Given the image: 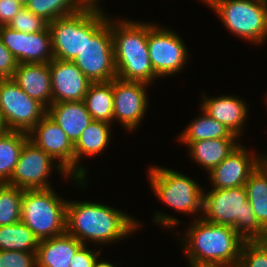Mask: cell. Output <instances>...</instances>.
<instances>
[{
	"label": "cell",
	"instance_id": "1",
	"mask_svg": "<svg viewBox=\"0 0 267 267\" xmlns=\"http://www.w3.org/2000/svg\"><path fill=\"white\" fill-rule=\"evenodd\" d=\"M138 222L131 214L103 203L67 199L66 233L83 245L88 246L87 241L102 246L124 240L139 229Z\"/></svg>",
	"mask_w": 267,
	"mask_h": 267
},
{
	"label": "cell",
	"instance_id": "2",
	"mask_svg": "<svg viewBox=\"0 0 267 267\" xmlns=\"http://www.w3.org/2000/svg\"><path fill=\"white\" fill-rule=\"evenodd\" d=\"M181 238L189 267H237L245 240L230 226L194 218Z\"/></svg>",
	"mask_w": 267,
	"mask_h": 267
},
{
	"label": "cell",
	"instance_id": "3",
	"mask_svg": "<svg viewBox=\"0 0 267 267\" xmlns=\"http://www.w3.org/2000/svg\"><path fill=\"white\" fill-rule=\"evenodd\" d=\"M120 19L111 18L117 78L154 84L158 77L148 52V23L131 21L128 18Z\"/></svg>",
	"mask_w": 267,
	"mask_h": 267
},
{
	"label": "cell",
	"instance_id": "4",
	"mask_svg": "<svg viewBox=\"0 0 267 267\" xmlns=\"http://www.w3.org/2000/svg\"><path fill=\"white\" fill-rule=\"evenodd\" d=\"M206 191V193H205ZM203 191L201 217L217 225L233 227L245 241L267 240V231L257 221L245 186Z\"/></svg>",
	"mask_w": 267,
	"mask_h": 267
},
{
	"label": "cell",
	"instance_id": "5",
	"mask_svg": "<svg viewBox=\"0 0 267 267\" xmlns=\"http://www.w3.org/2000/svg\"><path fill=\"white\" fill-rule=\"evenodd\" d=\"M91 83L117 77L111 17L104 11L85 9V47L73 60Z\"/></svg>",
	"mask_w": 267,
	"mask_h": 267
},
{
	"label": "cell",
	"instance_id": "6",
	"mask_svg": "<svg viewBox=\"0 0 267 267\" xmlns=\"http://www.w3.org/2000/svg\"><path fill=\"white\" fill-rule=\"evenodd\" d=\"M67 200L50 189L24 190L21 222L43 240L66 233Z\"/></svg>",
	"mask_w": 267,
	"mask_h": 267
},
{
	"label": "cell",
	"instance_id": "7",
	"mask_svg": "<svg viewBox=\"0 0 267 267\" xmlns=\"http://www.w3.org/2000/svg\"><path fill=\"white\" fill-rule=\"evenodd\" d=\"M229 32L252 42L267 39V0H205Z\"/></svg>",
	"mask_w": 267,
	"mask_h": 267
},
{
	"label": "cell",
	"instance_id": "8",
	"mask_svg": "<svg viewBox=\"0 0 267 267\" xmlns=\"http://www.w3.org/2000/svg\"><path fill=\"white\" fill-rule=\"evenodd\" d=\"M148 180L155 196L178 213H203V187L185 174L161 166H150Z\"/></svg>",
	"mask_w": 267,
	"mask_h": 267
},
{
	"label": "cell",
	"instance_id": "9",
	"mask_svg": "<svg viewBox=\"0 0 267 267\" xmlns=\"http://www.w3.org/2000/svg\"><path fill=\"white\" fill-rule=\"evenodd\" d=\"M29 139L24 143L19 160L10 180L6 183L23 190L53 188L48 177L53 170L59 171L65 179H72L80 187H85L87 180L70 176L60 164ZM86 181V182H85Z\"/></svg>",
	"mask_w": 267,
	"mask_h": 267
},
{
	"label": "cell",
	"instance_id": "10",
	"mask_svg": "<svg viewBox=\"0 0 267 267\" xmlns=\"http://www.w3.org/2000/svg\"><path fill=\"white\" fill-rule=\"evenodd\" d=\"M46 114L47 108L12 78L0 79V120L5 130L29 133Z\"/></svg>",
	"mask_w": 267,
	"mask_h": 267
},
{
	"label": "cell",
	"instance_id": "11",
	"mask_svg": "<svg viewBox=\"0 0 267 267\" xmlns=\"http://www.w3.org/2000/svg\"><path fill=\"white\" fill-rule=\"evenodd\" d=\"M148 52L151 65L159 78L182 72L189 60L187 46L174 30L159 24H148Z\"/></svg>",
	"mask_w": 267,
	"mask_h": 267
},
{
	"label": "cell",
	"instance_id": "12",
	"mask_svg": "<svg viewBox=\"0 0 267 267\" xmlns=\"http://www.w3.org/2000/svg\"><path fill=\"white\" fill-rule=\"evenodd\" d=\"M148 86L145 82L113 79V121L127 131H135L144 119L149 107Z\"/></svg>",
	"mask_w": 267,
	"mask_h": 267
},
{
	"label": "cell",
	"instance_id": "13",
	"mask_svg": "<svg viewBox=\"0 0 267 267\" xmlns=\"http://www.w3.org/2000/svg\"><path fill=\"white\" fill-rule=\"evenodd\" d=\"M0 37L19 63H50L54 59L48 26L40 32L25 33L0 26Z\"/></svg>",
	"mask_w": 267,
	"mask_h": 267
},
{
	"label": "cell",
	"instance_id": "14",
	"mask_svg": "<svg viewBox=\"0 0 267 267\" xmlns=\"http://www.w3.org/2000/svg\"><path fill=\"white\" fill-rule=\"evenodd\" d=\"M29 140L50 155L74 177V144L62 128L46 114L28 133Z\"/></svg>",
	"mask_w": 267,
	"mask_h": 267
},
{
	"label": "cell",
	"instance_id": "15",
	"mask_svg": "<svg viewBox=\"0 0 267 267\" xmlns=\"http://www.w3.org/2000/svg\"><path fill=\"white\" fill-rule=\"evenodd\" d=\"M54 58L73 61L85 47V9L48 24Z\"/></svg>",
	"mask_w": 267,
	"mask_h": 267
},
{
	"label": "cell",
	"instance_id": "16",
	"mask_svg": "<svg viewBox=\"0 0 267 267\" xmlns=\"http://www.w3.org/2000/svg\"><path fill=\"white\" fill-rule=\"evenodd\" d=\"M260 164V154L248 151L239 144L217 167L209 174L212 188L228 189L245 186L249 175Z\"/></svg>",
	"mask_w": 267,
	"mask_h": 267
},
{
	"label": "cell",
	"instance_id": "17",
	"mask_svg": "<svg viewBox=\"0 0 267 267\" xmlns=\"http://www.w3.org/2000/svg\"><path fill=\"white\" fill-rule=\"evenodd\" d=\"M52 103L83 101L91 82L73 63L54 58L50 62Z\"/></svg>",
	"mask_w": 267,
	"mask_h": 267
},
{
	"label": "cell",
	"instance_id": "18",
	"mask_svg": "<svg viewBox=\"0 0 267 267\" xmlns=\"http://www.w3.org/2000/svg\"><path fill=\"white\" fill-rule=\"evenodd\" d=\"M201 108L212 118L225 125L238 138L243 134L248 118V107L240 97L222 95L208 97L203 94Z\"/></svg>",
	"mask_w": 267,
	"mask_h": 267
},
{
	"label": "cell",
	"instance_id": "19",
	"mask_svg": "<svg viewBox=\"0 0 267 267\" xmlns=\"http://www.w3.org/2000/svg\"><path fill=\"white\" fill-rule=\"evenodd\" d=\"M12 79L30 98L52 104L50 63H19Z\"/></svg>",
	"mask_w": 267,
	"mask_h": 267
},
{
	"label": "cell",
	"instance_id": "20",
	"mask_svg": "<svg viewBox=\"0 0 267 267\" xmlns=\"http://www.w3.org/2000/svg\"><path fill=\"white\" fill-rule=\"evenodd\" d=\"M111 125V123L104 121L92 120L83 130L80 138L74 144V177L81 180L87 178L86 173L88 170L79 164L80 159H83L85 156L94 157L109 146Z\"/></svg>",
	"mask_w": 267,
	"mask_h": 267
},
{
	"label": "cell",
	"instance_id": "21",
	"mask_svg": "<svg viewBox=\"0 0 267 267\" xmlns=\"http://www.w3.org/2000/svg\"><path fill=\"white\" fill-rule=\"evenodd\" d=\"M47 114L62 128L73 144L93 120L84 101L52 103L47 108Z\"/></svg>",
	"mask_w": 267,
	"mask_h": 267
},
{
	"label": "cell",
	"instance_id": "22",
	"mask_svg": "<svg viewBox=\"0 0 267 267\" xmlns=\"http://www.w3.org/2000/svg\"><path fill=\"white\" fill-rule=\"evenodd\" d=\"M82 246L68 233L40 240L36 251L37 267H70L71 259Z\"/></svg>",
	"mask_w": 267,
	"mask_h": 267
},
{
	"label": "cell",
	"instance_id": "23",
	"mask_svg": "<svg viewBox=\"0 0 267 267\" xmlns=\"http://www.w3.org/2000/svg\"><path fill=\"white\" fill-rule=\"evenodd\" d=\"M239 138L204 139L183 143L188 147L191 160L208 173L217 167L239 144Z\"/></svg>",
	"mask_w": 267,
	"mask_h": 267
},
{
	"label": "cell",
	"instance_id": "24",
	"mask_svg": "<svg viewBox=\"0 0 267 267\" xmlns=\"http://www.w3.org/2000/svg\"><path fill=\"white\" fill-rule=\"evenodd\" d=\"M201 115L193 119L179 134L178 141L192 143L204 139L238 138L223 124L212 118L201 107Z\"/></svg>",
	"mask_w": 267,
	"mask_h": 267
},
{
	"label": "cell",
	"instance_id": "25",
	"mask_svg": "<svg viewBox=\"0 0 267 267\" xmlns=\"http://www.w3.org/2000/svg\"><path fill=\"white\" fill-rule=\"evenodd\" d=\"M83 101L93 120L112 124L113 80L91 83Z\"/></svg>",
	"mask_w": 267,
	"mask_h": 267
},
{
	"label": "cell",
	"instance_id": "26",
	"mask_svg": "<svg viewBox=\"0 0 267 267\" xmlns=\"http://www.w3.org/2000/svg\"><path fill=\"white\" fill-rule=\"evenodd\" d=\"M28 133L4 130L0 134V184L7 183L19 160Z\"/></svg>",
	"mask_w": 267,
	"mask_h": 267
},
{
	"label": "cell",
	"instance_id": "27",
	"mask_svg": "<svg viewBox=\"0 0 267 267\" xmlns=\"http://www.w3.org/2000/svg\"><path fill=\"white\" fill-rule=\"evenodd\" d=\"M245 188L257 221L267 231V169L259 164L249 175Z\"/></svg>",
	"mask_w": 267,
	"mask_h": 267
},
{
	"label": "cell",
	"instance_id": "28",
	"mask_svg": "<svg viewBox=\"0 0 267 267\" xmlns=\"http://www.w3.org/2000/svg\"><path fill=\"white\" fill-rule=\"evenodd\" d=\"M38 238L22 222L0 226V250L36 253Z\"/></svg>",
	"mask_w": 267,
	"mask_h": 267
},
{
	"label": "cell",
	"instance_id": "29",
	"mask_svg": "<svg viewBox=\"0 0 267 267\" xmlns=\"http://www.w3.org/2000/svg\"><path fill=\"white\" fill-rule=\"evenodd\" d=\"M25 7L48 24L81 10L75 0H30Z\"/></svg>",
	"mask_w": 267,
	"mask_h": 267
},
{
	"label": "cell",
	"instance_id": "30",
	"mask_svg": "<svg viewBox=\"0 0 267 267\" xmlns=\"http://www.w3.org/2000/svg\"><path fill=\"white\" fill-rule=\"evenodd\" d=\"M23 189L0 184V226L21 222Z\"/></svg>",
	"mask_w": 267,
	"mask_h": 267
},
{
	"label": "cell",
	"instance_id": "31",
	"mask_svg": "<svg viewBox=\"0 0 267 267\" xmlns=\"http://www.w3.org/2000/svg\"><path fill=\"white\" fill-rule=\"evenodd\" d=\"M237 267H267V240L245 241Z\"/></svg>",
	"mask_w": 267,
	"mask_h": 267
},
{
	"label": "cell",
	"instance_id": "32",
	"mask_svg": "<svg viewBox=\"0 0 267 267\" xmlns=\"http://www.w3.org/2000/svg\"><path fill=\"white\" fill-rule=\"evenodd\" d=\"M7 26L20 32L35 33L43 31L48 26V23L26 7H23Z\"/></svg>",
	"mask_w": 267,
	"mask_h": 267
},
{
	"label": "cell",
	"instance_id": "33",
	"mask_svg": "<svg viewBox=\"0 0 267 267\" xmlns=\"http://www.w3.org/2000/svg\"><path fill=\"white\" fill-rule=\"evenodd\" d=\"M0 267H37L36 253L0 250Z\"/></svg>",
	"mask_w": 267,
	"mask_h": 267
},
{
	"label": "cell",
	"instance_id": "34",
	"mask_svg": "<svg viewBox=\"0 0 267 267\" xmlns=\"http://www.w3.org/2000/svg\"><path fill=\"white\" fill-rule=\"evenodd\" d=\"M18 62L0 37V79H11Z\"/></svg>",
	"mask_w": 267,
	"mask_h": 267
},
{
	"label": "cell",
	"instance_id": "35",
	"mask_svg": "<svg viewBox=\"0 0 267 267\" xmlns=\"http://www.w3.org/2000/svg\"><path fill=\"white\" fill-rule=\"evenodd\" d=\"M102 250H91L87 245H83L73 256L70 261V267H94L98 256Z\"/></svg>",
	"mask_w": 267,
	"mask_h": 267
},
{
	"label": "cell",
	"instance_id": "36",
	"mask_svg": "<svg viewBox=\"0 0 267 267\" xmlns=\"http://www.w3.org/2000/svg\"><path fill=\"white\" fill-rule=\"evenodd\" d=\"M23 7L13 0H0V26H7Z\"/></svg>",
	"mask_w": 267,
	"mask_h": 267
},
{
	"label": "cell",
	"instance_id": "37",
	"mask_svg": "<svg viewBox=\"0 0 267 267\" xmlns=\"http://www.w3.org/2000/svg\"><path fill=\"white\" fill-rule=\"evenodd\" d=\"M81 9H90L102 11L103 8L99 7V0H75Z\"/></svg>",
	"mask_w": 267,
	"mask_h": 267
},
{
	"label": "cell",
	"instance_id": "38",
	"mask_svg": "<svg viewBox=\"0 0 267 267\" xmlns=\"http://www.w3.org/2000/svg\"><path fill=\"white\" fill-rule=\"evenodd\" d=\"M94 267H116V266L108 261L104 260L102 261L101 259L98 258L94 264Z\"/></svg>",
	"mask_w": 267,
	"mask_h": 267
},
{
	"label": "cell",
	"instance_id": "39",
	"mask_svg": "<svg viewBox=\"0 0 267 267\" xmlns=\"http://www.w3.org/2000/svg\"><path fill=\"white\" fill-rule=\"evenodd\" d=\"M260 164L267 169V154L265 153L264 156L260 155Z\"/></svg>",
	"mask_w": 267,
	"mask_h": 267
},
{
	"label": "cell",
	"instance_id": "40",
	"mask_svg": "<svg viewBox=\"0 0 267 267\" xmlns=\"http://www.w3.org/2000/svg\"><path fill=\"white\" fill-rule=\"evenodd\" d=\"M17 3H20L21 5H23L24 7L26 6V4L30 1V0H13Z\"/></svg>",
	"mask_w": 267,
	"mask_h": 267
},
{
	"label": "cell",
	"instance_id": "41",
	"mask_svg": "<svg viewBox=\"0 0 267 267\" xmlns=\"http://www.w3.org/2000/svg\"><path fill=\"white\" fill-rule=\"evenodd\" d=\"M4 130H5V129H4L3 124H2V122H1V120H0V134H1Z\"/></svg>",
	"mask_w": 267,
	"mask_h": 267
},
{
	"label": "cell",
	"instance_id": "42",
	"mask_svg": "<svg viewBox=\"0 0 267 267\" xmlns=\"http://www.w3.org/2000/svg\"><path fill=\"white\" fill-rule=\"evenodd\" d=\"M265 101H266V103H265V104H266V106H267V95L265 96Z\"/></svg>",
	"mask_w": 267,
	"mask_h": 267
}]
</instances>
